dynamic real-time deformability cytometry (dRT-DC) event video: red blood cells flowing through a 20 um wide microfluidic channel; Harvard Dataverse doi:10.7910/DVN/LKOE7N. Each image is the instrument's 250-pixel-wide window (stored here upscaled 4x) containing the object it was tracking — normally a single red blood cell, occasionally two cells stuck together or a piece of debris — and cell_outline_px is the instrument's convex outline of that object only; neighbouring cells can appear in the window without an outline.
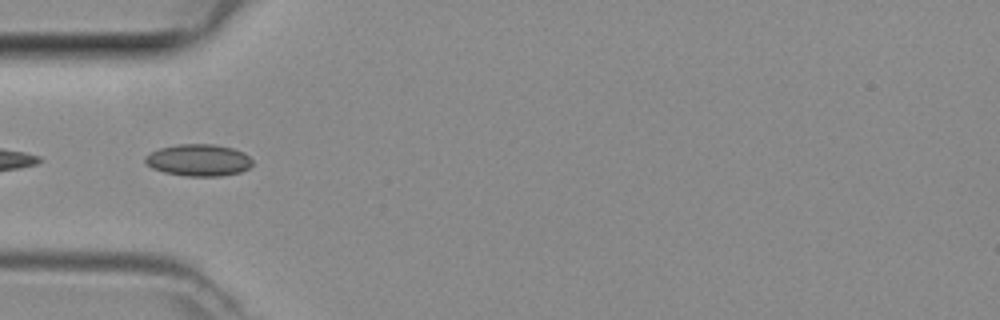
{"species": "common noctule bat (a hibernating species)", "species_latin": "Nyctalus noctula", "temperature_condition": "room temperature", "stored_images_in_passage": 34, "camera_frame_rate_fps": 3000, "um_per_image_px": 0.085, "animal": {"sex": "female", "body_mass_g": 29.2, "forearm_length_mm": 56.3}, "frame": {"image": 1, "passage_image": 1, "time_ms": 0.0, "image_size_px": [1000, 320], "cell_outline_px": [[252, 164], [248, 168], [240, 172], [220, 176], [184, 176], [164, 172], [152, 168], [144, 164], [144, 156], [160, 148], [176, 144], [216, 144], [232, 148], [244, 152], [252, 160]], "centroid_in_image_um": [16.85, 13.61], "position_along_channel_um": 68.1, "area_um2": 20.06}}
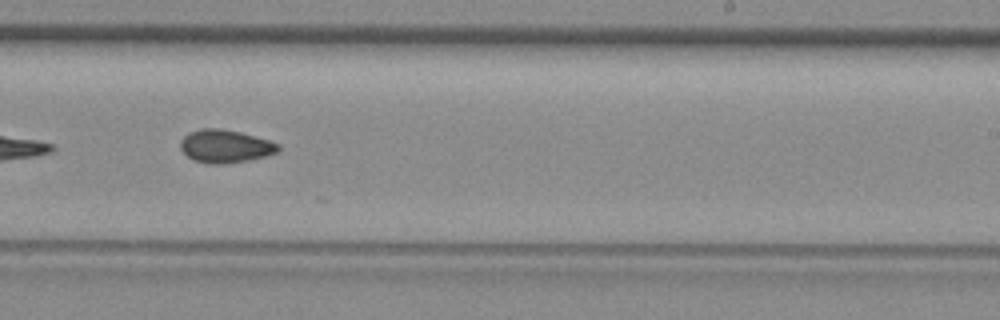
{"frame": {"image": 2, "passage_image": 15, "time_ms": 4.667, "image_size_px": [1000, 320], "cell_outline_px": [[280, 148], [276, 152], [264, 156], [248, 160], [220, 164], [212, 164], [192, 160], [180, 148], [180, 140], [188, 132], [204, 128], [220, 128], [240, 132], [268, 140], [280, 144]], "centroid_in_image_um": [19.11, 12.42], "position_along_channel_um": 269.9, "area_um2": 18.67}}
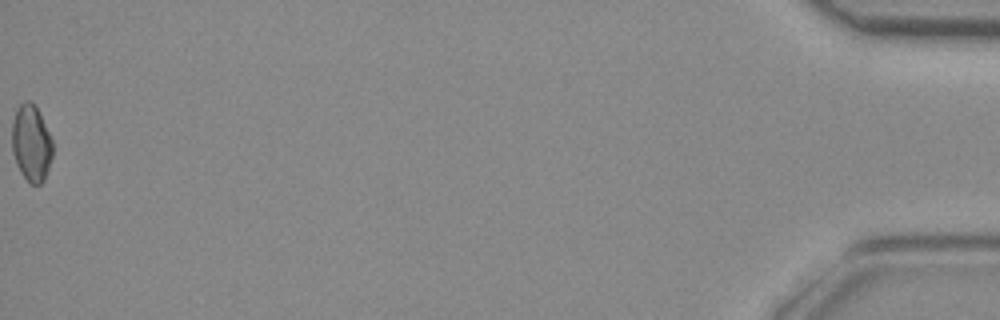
{"frame": {"image": 3, "passage_image": 34, "time_ms": 11.0, "image_size_px": [1000, 320], "cell_outline_px": [[52, 156], [44, 180], [40, 184], [32, 184], [20, 172], [16, 164], [12, 152], [12, 120], [16, 108], [24, 100], [28, 100], [36, 104], [52, 140]], "centroid_in_image_um": [2.64, 12.12], "position_along_channel_um": 432.6, "area_um2": 18.26}}